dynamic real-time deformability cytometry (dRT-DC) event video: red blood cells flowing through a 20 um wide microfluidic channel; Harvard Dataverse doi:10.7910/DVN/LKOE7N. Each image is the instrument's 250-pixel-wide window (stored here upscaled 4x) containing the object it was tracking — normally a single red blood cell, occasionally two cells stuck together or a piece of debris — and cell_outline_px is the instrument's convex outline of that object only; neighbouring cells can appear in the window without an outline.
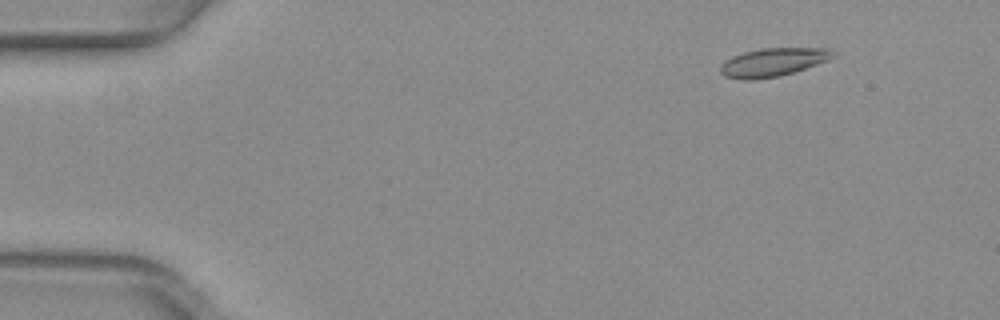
{"species": "common noctule bat (a hibernating species)", "species_latin": "Nyctalus noctula", "temperature_condition": "warm", "stored_images_in_passage": 53, "camera_frame_rate_fps": 3000, "um_per_image_px": 0.085, "animal": {"sex": "female", "body_mass_g": 29.2, "forearm_length_mm": 56.3}, "frame": {"image": 1, "passage_image": 7, "time_ms": 2.0, "image_size_px": [1000, 320], "cell_outline_px": [[836, 56], [828, 60], [780, 76], [752, 80], [744, 80], [724, 76], [720, 72], [720, 64], [724, 60], [732, 56], [744, 52], [760, 48], [828, 48], [836, 52]], "centroid_in_image_um": [65.68, 5.28], "position_along_channel_um": 19.3, "area_um2": 18.67}}
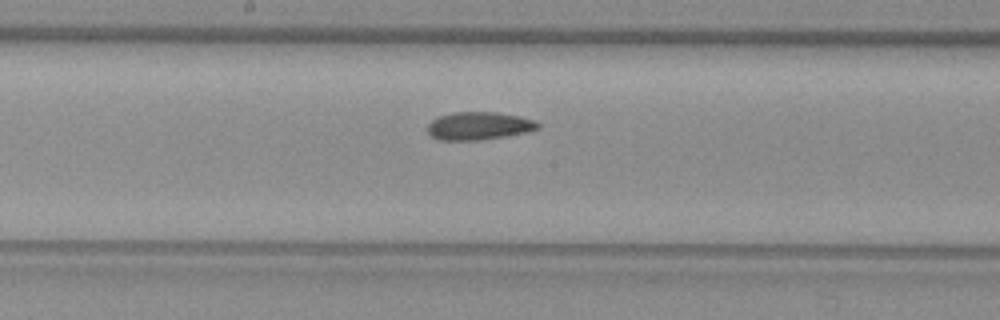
{"frame": {"image": 2, "passage_image": 29, "time_ms": 9.333, "image_size_px": [1000, 320], "cell_outline_px": [[540, 128], [528, 132], [480, 140], [436, 140], [428, 132], [428, 124], [432, 120], [440, 116], [452, 112], [496, 112], [520, 116], [536, 120], [540, 124]], "centroid_in_image_um": [40.73, 10.7], "position_along_channel_um": 207.5, "area_um2": 18.03}}
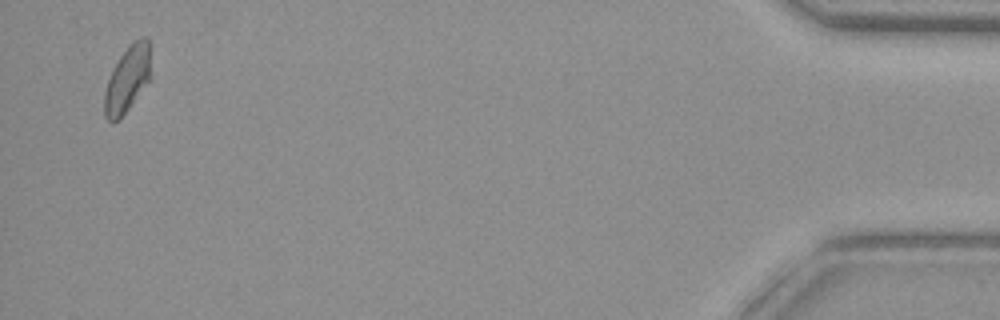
{"frame": {"image": 3, "passage_image": 52, "time_ms": 17.0, "image_size_px": [1000, 320], "cell_outline_px": [[148, 80], [120, 120], [112, 124], [104, 116], [104, 92], [112, 68], [128, 44], [132, 40], [140, 36], [148, 36]], "centroid_in_image_um": [10.76, 6.73], "position_along_channel_um": 424.4, "area_um2": 17.63}, "authors_computed_cell_mechanics": {"area_um2": 18.1492, "velocity_mm_per_s": 3.9766, "shape_relaxation_time_tau1_ms": null, "shape_relaxation_time_tau2_ms": 2.3386, "deformation_change_tau1": null, "deformation_change_tau2": 0.0603}}